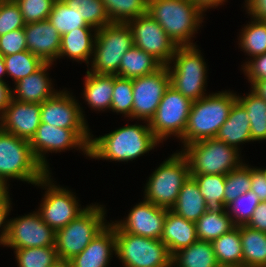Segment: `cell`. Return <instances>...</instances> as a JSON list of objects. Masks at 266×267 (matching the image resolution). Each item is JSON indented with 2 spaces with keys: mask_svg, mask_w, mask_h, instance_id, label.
Returning a JSON list of instances; mask_svg holds the SVG:
<instances>
[{
  "mask_svg": "<svg viewBox=\"0 0 266 267\" xmlns=\"http://www.w3.org/2000/svg\"><path fill=\"white\" fill-rule=\"evenodd\" d=\"M159 142L149 124H128L104 136L91 138L88 157L128 162L154 149Z\"/></svg>",
  "mask_w": 266,
  "mask_h": 267,
  "instance_id": "cell-1",
  "label": "cell"
},
{
  "mask_svg": "<svg viewBox=\"0 0 266 267\" xmlns=\"http://www.w3.org/2000/svg\"><path fill=\"white\" fill-rule=\"evenodd\" d=\"M236 101L237 95L229 91H219L193 101L185 132L180 138L183 145L215 138Z\"/></svg>",
  "mask_w": 266,
  "mask_h": 267,
  "instance_id": "cell-2",
  "label": "cell"
},
{
  "mask_svg": "<svg viewBox=\"0 0 266 267\" xmlns=\"http://www.w3.org/2000/svg\"><path fill=\"white\" fill-rule=\"evenodd\" d=\"M147 13L178 47L195 45L192 37L204 17L191 0H148Z\"/></svg>",
  "mask_w": 266,
  "mask_h": 267,
  "instance_id": "cell-3",
  "label": "cell"
},
{
  "mask_svg": "<svg viewBox=\"0 0 266 267\" xmlns=\"http://www.w3.org/2000/svg\"><path fill=\"white\" fill-rule=\"evenodd\" d=\"M48 173L35 158L30 142L0 128V182L8 178L36 184Z\"/></svg>",
  "mask_w": 266,
  "mask_h": 267,
  "instance_id": "cell-4",
  "label": "cell"
},
{
  "mask_svg": "<svg viewBox=\"0 0 266 267\" xmlns=\"http://www.w3.org/2000/svg\"><path fill=\"white\" fill-rule=\"evenodd\" d=\"M102 205H87L85 210L63 228L56 231L55 248L58 259L71 260L80 254L91 240L108 224Z\"/></svg>",
  "mask_w": 266,
  "mask_h": 267,
  "instance_id": "cell-5",
  "label": "cell"
},
{
  "mask_svg": "<svg viewBox=\"0 0 266 267\" xmlns=\"http://www.w3.org/2000/svg\"><path fill=\"white\" fill-rule=\"evenodd\" d=\"M200 53L196 45L179 46L167 65L170 86L192 101L206 96L207 66Z\"/></svg>",
  "mask_w": 266,
  "mask_h": 267,
  "instance_id": "cell-6",
  "label": "cell"
},
{
  "mask_svg": "<svg viewBox=\"0 0 266 267\" xmlns=\"http://www.w3.org/2000/svg\"><path fill=\"white\" fill-rule=\"evenodd\" d=\"M183 149L180 152L188 161L190 175H227L243 163L239 150L216 138L190 143Z\"/></svg>",
  "mask_w": 266,
  "mask_h": 267,
  "instance_id": "cell-7",
  "label": "cell"
},
{
  "mask_svg": "<svg viewBox=\"0 0 266 267\" xmlns=\"http://www.w3.org/2000/svg\"><path fill=\"white\" fill-rule=\"evenodd\" d=\"M189 176L186 157L181 152L172 154L149 177L145 185L144 200L171 210Z\"/></svg>",
  "mask_w": 266,
  "mask_h": 267,
  "instance_id": "cell-8",
  "label": "cell"
},
{
  "mask_svg": "<svg viewBox=\"0 0 266 267\" xmlns=\"http://www.w3.org/2000/svg\"><path fill=\"white\" fill-rule=\"evenodd\" d=\"M116 253L124 267H165L172 263L168 247L160 239L122 231L114 222Z\"/></svg>",
  "mask_w": 266,
  "mask_h": 267,
  "instance_id": "cell-9",
  "label": "cell"
},
{
  "mask_svg": "<svg viewBox=\"0 0 266 267\" xmlns=\"http://www.w3.org/2000/svg\"><path fill=\"white\" fill-rule=\"evenodd\" d=\"M91 69L97 74L119 76L123 55L134 45L133 34L127 23H111L97 30Z\"/></svg>",
  "mask_w": 266,
  "mask_h": 267,
  "instance_id": "cell-10",
  "label": "cell"
},
{
  "mask_svg": "<svg viewBox=\"0 0 266 267\" xmlns=\"http://www.w3.org/2000/svg\"><path fill=\"white\" fill-rule=\"evenodd\" d=\"M89 131V129H64L41 122L29 142L37 161L44 169L50 172L45 159V154L48 151L57 153L78 147L84 154L89 156V144L93 137Z\"/></svg>",
  "mask_w": 266,
  "mask_h": 267,
  "instance_id": "cell-11",
  "label": "cell"
},
{
  "mask_svg": "<svg viewBox=\"0 0 266 267\" xmlns=\"http://www.w3.org/2000/svg\"><path fill=\"white\" fill-rule=\"evenodd\" d=\"M192 104L191 99L169 86L154 116L148 122L154 136L160 142L171 135L181 138L187 126Z\"/></svg>",
  "mask_w": 266,
  "mask_h": 267,
  "instance_id": "cell-12",
  "label": "cell"
},
{
  "mask_svg": "<svg viewBox=\"0 0 266 267\" xmlns=\"http://www.w3.org/2000/svg\"><path fill=\"white\" fill-rule=\"evenodd\" d=\"M50 174L48 172L36 184L42 186V188L44 187L45 190L47 189L38 212L42 220L56 232L80 215L85 208L79 207V200H76L73 192L56 186L51 181Z\"/></svg>",
  "mask_w": 266,
  "mask_h": 267,
  "instance_id": "cell-13",
  "label": "cell"
},
{
  "mask_svg": "<svg viewBox=\"0 0 266 267\" xmlns=\"http://www.w3.org/2000/svg\"><path fill=\"white\" fill-rule=\"evenodd\" d=\"M133 34L134 45L167 66L178 46L167 35L159 23L148 13L127 23Z\"/></svg>",
  "mask_w": 266,
  "mask_h": 267,
  "instance_id": "cell-14",
  "label": "cell"
},
{
  "mask_svg": "<svg viewBox=\"0 0 266 267\" xmlns=\"http://www.w3.org/2000/svg\"><path fill=\"white\" fill-rule=\"evenodd\" d=\"M170 86L167 66L156 72L133 79L132 118L149 122Z\"/></svg>",
  "mask_w": 266,
  "mask_h": 267,
  "instance_id": "cell-15",
  "label": "cell"
},
{
  "mask_svg": "<svg viewBox=\"0 0 266 267\" xmlns=\"http://www.w3.org/2000/svg\"><path fill=\"white\" fill-rule=\"evenodd\" d=\"M55 236L56 232L37 211L10 219L4 246L13 249L55 246Z\"/></svg>",
  "mask_w": 266,
  "mask_h": 267,
  "instance_id": "cell-16",
  "label": "cell"
},
{
  "mask_svg": "<svg viewBox=\"0 0 266 267\" xmlns=\"http://www.w3.org/2000/svg\"><path fill=\"white\" fill-rule=\"evenodd\" d=\"M66 91H57L41 103V122L64 129H89L79 103Z\"/></svg>",
  "mask_w": 266,
  "mask_h": 267,
  "instance_id": "cell-17",
  "label": "cell"
},
{
  "mask_svg": "<svg viewBox=\"0 0 266 267\" xmlns=\"http://www.w3.org/2000/svg\"><path fill=\"white\" fill-rule=\"evenodd\" d=\"M168 210L143 200L131 209L126 220L115 221V224L126 233L160 239Z\"/></svg>",
  "mask_w": 266,
  "mask_h": 267,
  "instance_id": "cell-18",
  "label": "cell"
},
{
  "mask_svg": "<svg viewBox=\"0 0 266 267\" xmlns=\"http://www.w3.org/2000/svg\"><path fill=\"white\" fill-rule=\"evenodd\" d=\"M41 123V104L11 99L0 115V128L28 141L35 135Z\"/></svg>",
  "mask_w": 266,
  "mask_h": 267,
  "instance_id": "cell-19",
  "label": "cell"
},
{
  "mask_svg": "<svg viewBox=\"0 0 266 267\" xmlns=\"http://www.w3.org/2000/svg\"><path fill=\"white\" fill-rule=\"evenodd\" d=\"M23 29L28 51L44 63L53 64L59 58L62 36L48 20L27 23Z\"/></svg>",
  "mask_w": 266,
  "mask_h": 267,
  "instance_id": "cell-20",
  "label": "cell"
},
{
  "mask_svg": "<svg viewBox=\"0 0 266 267\" xmlns=\"http://www.w3.org/2000/svg\"><path fill=\"white\" fill-rule=\"evenodd\" d=\"M113 251L116 253L115 228L108 223L69 263L71 267H108Z\"/></svg>",
  "mask_w": 266,
  "mask_h": 267,
  "instance_id": "cell-21",
  "label": "cell"
},
{
  "mask_svg": "<svg viewBox=\"0 0 266 267\" xmlns=\"http://www.w3.org/2000/svg\"><path fill=\"white\" fill-rule=\"evenodd\" d=\"M51 65L52 63H44L37 71L17 81L12 90V98L20 102L40 104L51 98L57 92L47 74Z\"/></svg>",
  "mask_w": 266,
  "mask_h": 267,
  "instance_id": "cell-22",
  "label": "cell"
},
{
  "mask_svg": "<svg viewBox=\"0 0 266 267\" xmlns=\"http://www.w3.org/2000/svg\"><path fill=\"white\" fill-rule=\"evenodd\" d=\"M160 240L168 247L171 255L189 247L198 240L196 225L168 210Z\"/></svg>",
  "mask_w": 266,
  "mask_h": 267,
  "instance_id": "cell-23",
  "label": "cell"
},
{
  "mask_svg": "<svg viewBox=\"0 0 266 267\" xmlns=\"http://www.w3.org/2000/svg\"><path fill=\"white\" fill-rule=\"evenodd\" d=\"M249 120L245 108L236 101L230 110L229 117L222 124L215 138L240 150L239 144L252 141Z\"/></svg>",
  "mask_w": 266,
  "mask_h": 267,
  "instance_id": "cell-24",
  "label": "cell"
},
{
  "mask_svg": "<svg viewBox=\"0 0 266 267\" xmlns=\"http://www.w3.org/2000/svg\"><path fill=\"white\" fill-rule=\"evenodd\" d=\"M96 34L97 30L95 28H77L63 34L59 59L66 55L73 61H85L88 64L89 58L93 56Z\"/></svg>",
  "mask_w": 266,
  "mask_h": 267,
  "instance_id": "cell-25",
  "label": "cell"
},
{
  "mask_svg": "<svg viewBox=\"0 0 266 267\" xmlns=\"http://www.w3.org/2000/svg\"><path fill=\"white\" fill-rule=\"evenodd\" d=\"M171 211L194 223L207 211L205 199L193 177L189 176L183 183Z\"/></svg>",
  "mask_w": 266,
  "mask_h": 267,
  "instance_id": "cell-26",
  "label": "cell"
},
{
  "mask_svg": "<svg viewBox=\"0 0 266 267\" xmlns=\"http://www.w3.org/2000/svg\"><path fill=\"white\" fill-rule=\"evenodd\" d=\"M84 86L83 98L91 108L98 111L110 110L113 93V74H97L87 70Z\"/></svg>",
  "mask_w": 266,
  "mask_h": 267,
  "instance_id": "cell-27",
  "label": "cell"
},
{
  "mask_svg": "<svg viewBox=\"0 0 266 267\" xmlns=\"http://www.w3.org/2000/svg\"><path fill=\"white\" fill-rule=\"evenodd\" d=\"M163 65L152 55L133 45L122 57L119 76L134 79L156 72Z\"/></svg>",
  "mask_w": 266,
  "mask_h": 267,
  "instance_id": "cell-28",
  "label": "cell"
},
{
  "mask_svg": "<svg viewBox=\"0 0 266 267\" xmlns=\"http://www.w3.org/2000/svg\"><path fill=\"white\" fill-rule=\"evenodd\" d=\"M243 267H266V233L240 225Z\"/></svg>",
  "mask_w": 266,
  "mask_h": 267,
  "instance_id": "cell-29",
  "label": "cell"
},
{
  "mask_svg": "<svg viewBox=\"0 0 266 267\" xmlns=\"http://www.w3.org/2000/svg\"><path fill=\"white\" fill-rule=\"evenodd\" d=\"M174 267H218L219 264L209 241L197 240L189 247L172 255Z\"/></svg>",
  "mask_w": 266,
  "mask_h": 267,
  "instance_id": "cell-30",
  "label": "cell"
},
{
  "mask_svg": "<svg viewBox=\"0 0 266 267\" xmlns=\"http://www.w3.org/2000/svg\"><path fill=\"white\" fill-rule=\"evenodd\" d=\"M211 243L219 265L243 267L240 226H236Z\"/></svg>",
  "mask_w": 266,
  "mask_h": 267,
  "instance_id": "cell-31",
  "label": "cell"
},
{
  "mask_svg": "<svg viewBox=\"0 0 266 267\" xmlns=\"http://www.w3.org/2000/svg\"><path fill=\"white\" fill-rule=\"evenodd\" d=\"M190 176L195 179L200 188V192L206 202L207 211L214 213L227 212L224 204L226 175L204 174Z\"/></svg>",
  "mask_w": 266,
  "mask_h": 267,
  "instance_id": "cell-32",
  "label": "cell"
},
{
  "mask_svg": "<svg viewBox=\"0 0 266 267\" xmlns=\"http://www.w3.org/2000/svg\"><path fill=\"white\" fill-rule=\"evenodd\" d=\"M237 101L245 108L250 118L251 140H266V101L253 90L245 97L238 95Z\"/></svg>",
  "mask_w": 266,
  "mask_h": 267,
  "instance_id": "cell-33",
  "label": "cell"
},
{
  "mask_svg": "<svg viewBox=\"0 0 266 267\" xmlns=\"http://www.w3.org/2000/svg\"><path fill=\"white\" fill-rule=\"evenodd\" d=\"M198 240L209 241L219 238L236 227L227 212L206 211L196 222Z\"/></svg>",
  "mask_w": 266,
  "mask_h": 267,
  "instance_id": "cell-34",
  "label": "cell"
},
{
  "mask_svg": "<svg viewBox=\"0 0 266 267\" xmlns=\"http://www.w3.org/2000/svg\"><path fill=\"white\" fill-rule=\"evenodd\" d=\"M47 20L61 36L77 28H93L83 20L78 10H73L64 0L54 1Z\"/></svg>",
  "mask_w": 266,
  "mask_h": 267,
  "instance_id": "cell-35",
  "label": "cell"
},
{
  "mask_svg": "<svg viewBox=\"0 0 266 267\" xmlns=\"http://www.w3.org/2000/svg\"><path fill=\"white\" fill-rule=\"evenodd\" d=\"M112 23H128L147 13L148 0H102Z\"/></svg>",
  "mask_w": 266,
  "mask_h": 267,
  "instance_id": "cell-36",
  "label": "cell"
},
{
  "mask_svg": "<svg viewBox=\"0 0 266 267\" xmlns=\"http://www.w3.org/2000/svg\"><path fill=\"white\" fill-rule=\"evenodd\" d=\"M239 47L248 56L255 57L266 53V20L253 19L242 28Z\"/></svg>",
  "mask_w": 266,
  "mask_h": 267,
  "instance_id": "cell-37",
  "label": "cell"
},
{
  "mask_svg": "<svg viewBox=\"0 0 266 267\" xmlns=\"http://www.w3.org/2000/svg\"><path fill=\"white\" fill-rule=\"evenodd\" d=\"M6 73L13 78L14 82L25 78L37 71L44 62L30 51L3 56Z\"/></svg>",
  "mask_w": 266,
  "mask_h": 267,
  "instance_id": "cell-38",
  "label": "cell"
},
{
  "mask_svg": "<svg viewBox=\"0 0 266 267\" xmlns=\"http://www.w3.org/2000/svg\"><path fill=\"white\" fill-rule=\"evenodd\" d=\"M69 7L81 14L83 20L96 30L111 24L102 0H64Z\"/></svg>",
  "mask_w": 266,
  "mask_h": 267,
  "instance_id": "cell-39",
  "label": "cell"
},
{
  "mask_svg": "<svg viewBox=\"0 0 266 267\" xmlns=\"http://www.w3.org/2000/svg\"><path fill=\"white\" fill-rule=\"evenodd\" d=\"M14 250L18 267H49L59 260L55 246Z\"/></svg>",
  "mask_w": 266,
  "mask_h": 267,
  "instance_id": "cell-40",
  "label": "cell"
},
{
  "mask_svg": "<svg viewBox=\"0 0 266 267\" xmlns=\"http://www.w3.org/2000/svg\"><path fill=\"white\" fill-rule=\"evenodd\" d=\"M251 188V167L242 163L226 175L224 204L227 206L236 200L240 195L250 191Z\"/></svg>",
  "mask_w": 266,
  "mask_h": 267,
  "instance_id": "cell-41",
  "label": "cell"
},
{
  "mask_svg": "<svg viewBox=\"0 0 266 267\" xmlns=\"http://www.w3.org/2000/svg\"><path fill=\"white\" fill-rule=\"evenodd\" d=\"M133 79L113 74V93L110 110L132 119Z\"/></svg>",
  "mask_w": 266,
  "mask_h": 267,
  "instance_id": "cell-42",
  "label": "cell"
},
{
  "mask_svg": "<svg viewBox=\"0 0 266 267\" xmlns=\"http://www.w3.org/2000/svg\"><path fill=\"white\" fill-rule=\"evenodd\" d=\"M260 202L254 192L247 191L228 204L226 211L236 226L246 225Z\"/></svg>",
  "mask_w": 266,
  "mask_h": 267,
  "instance_id": "cell-43",
  "label": "cell"
},
{
  "mask_svg": "<svg viewBox=\"0 0 266 267\" xmlns=\"http://www.w3.org/2000/svg\"><path fill=\"white\" fill-rule=\"evenodd\" d=\"M23 15L14 0H0V36L24 28Z\"/></svg>",
  "mask_w": 266,
  "mask_h": 267,
  "instance_id": "cell-44",
  "label": "cell"
},
{
  "mask_svg": "<svg viewBox=\"0 0 266 267\" xmlns=\"http://www.w3.org/2000/svg\"><path fill=\"white\" fill-rule=\"evenodd\" d=\"M20 8L24 22L32 23L48 19L55 0H14Z\"/></svg>",
  "mask_w": 266,
  "mask_h": 267,
  "instance_id": "cell-45",
  "label": "cell"
},
{
  "mask_svg": "<svg viewBox=\"0 0 266 267\" xmlns=\"http://www.w3.org/2000/svg\"><path fill=\"white\" fill-rule=\"evenodd\" d=\"M27 50L24 29H16L0 36V54L2 56Z\"/></svg>",
  "mask_w": 266,
  "mask_h": 267,
  "instance_id": "cell-46",
  "label": "cell"
},
{
  "mask_svg": "<svg viewBox=\"0 0 266 267\" xmlns=\"http://www.w3.org/2000/svg\"><path fill=\"white\" fill-rule=\"evenodd\" d=\"M243 71L251 83V87L259 80L266 79V53L255 56L244 63Z\"/></svg>",
  "mask_w": 266,
  "mask_h": 267,
  "instance_id": "cell-47",
  "label": "cell"
},
{
  "mask_svg": "<svg viewBox=\"0 0 266 267\" xmlns=\"http://www.w3.org/2000/svg\"><path fill=\"white\" fill-rule=\"evenodd\" d=\"M260 201H266V177L260 168H251V188Z\"/></svg>",
  "mask_w": 266,
  "mask_h": 267,
  "instance_id": "cell-48",
  "label": "cell"
},
{
  "mask_svg": "<svg viewBox=\"0 0 266 267\" xmlns=\"http://www.w3.org/2000/svg\"><path fill=\"white\" fill-rule=\"evenodd\" d=\"M10 202L9 193L2 200H0V227H3L0 233V245L5 244L8 235L9 220L7 221L6 218L11 211L12 203Z\"/></svg>",
  "mask_w": 266,
  "mask_h": 267,
  "instance_id": "cell-49",
  "label": "cell"
},
{
  "mask_svg": "<svg viewBox=\"0 0 266 267\" xmlns=\"http://www.w3.org/2000/svg\"><path fill=\"white\" fill-rule=\"evenodd\" d=\"M246 225L266 233V201H261L259 203Z\"/></svg>",
  "mask_w": 266,
  "mask_h": 267,
  "instance_id": "cell-50",
  "label": "cell"
},
{
  "mask_svg": "<svg viewBox=\"0 0 266 267\" xmlns=\"http://www.w3.org/2000/svg\"><path fill=\"white\" fill-rule=\"evenodd\" d=\"M251 19L266 20V0H245Z\"/></svg>",
  "mask_w": 266,
  "mask_h": 267,
  "instance_id": "cell-51",
  "label": "cell"
},
{
  "mask_svg": "<svg viewBox=\"0 0 266 267\" xmlns=\"http://www.w3.org/2000/svg\"><path fill=\"white\" fill-rule=\"evenodd\" d=\"M12 99V89L6 82H0V115L4 112L6 107L10 104Z\"/></svg>",
  "mask_w": 266,
  "mask_h": 267,
  "instance_id": "cell-52",
  "label": "cell"
},
{
  "mask_svg": "<svg viewBox=\"0 0 266 267\" xmlns=\"http://www.w3.org/2000/svg\"><path fill=\"white\" fill-rule=\"evenodd\" d=\"M203 13L210 8L222 5L226 0H191Z\"/></svg>",
  "mask_w": 266,
  "mask_h": 267,
  "instance_id": "cell-53",
  "label": "cell"
},
{
  "mask_svg": "<svg viewBox=\"0 0 266 267\" xmlns=\"http://www.w3.org/2000/svg\"><path fill=\"white\" fill-rule=\"evenodd\" d=\"M251 88L266 101V79L257 81Z\"/></svg>",
  "mask_w": 266,
  "mask_h": 267,
  "instance_id": "cell-54",
  "label": "cell"
},
{
  "mask_svg": "<svg viewBox=\"0 0 266 267\" xmlns=\"http://www.w3.org/2000/svg\"><path fill=\"white\" fill-rule=\"evenodd\" d=\"M6 73V68H5V63L3 56L0 54V82H5L3 79V76H5Z\"/></svg>",
  "mask_w": 266,
  "mask_h": 267,
  "instance_id": "cell-55",
  "label": "cell"
},
{
  "mask_svg": "<svg viewBox=\"0 0 266 267\" xmlns=\"http://www.w3.org/2000/svg\"><path fill=\"white\" fill-rule=\"evenodd\" d=\"M49 267H71L69 261L67 260H58L53 265Z\"/></svg>",
  "mask_w": 266,
  "mask_h": 267,
  "instance_id": "cell-56",
  "label": "cell"
},
{
  "mask_svg": "<svg viewBox=\"0 0 266 267\" xmlns=\"http://www.w3.org/2000/svg\"><path fill=\"white\" fill-rule=\"evenodd\" d=\"M8 193H9L8 188H6V187L0 182V200H2Z\"/></svg>",
  "mask_w": 266,
  "mask_h": 267,
  "instance_id": "cell-57",
  "label": "cell"
},
{
  "mask_svg": "<svg viewBox=\"0 0 266 267\" xmlns=\"http://www.w3.org/2000/svg\"><path fill=\"white\" fill-rule=\"evenodd\" d=\"M174 264L173 263H170L169 265L165 266V267H173Z\"/></svg>",
  "mask_w": 266,
  "mask_h": 267,
  "instance_id": "cell-58",
  "label": "cell"
},
{
  "mask_svg": "<svg viewBox=\"0 0 266 267\" xmlns=\"http://www.w3.org/2000/svg\"><path fill=\"white\" fill-rule=\"evenodd\" d=\"M260 169L264 172L265 177H266V169H262V168H260Z\"/></svg>",
  "mask_w": 266,
  "mask_h": 267,
  "instance_id": "cell-59",
  "label": "cell"
},
{
  "mask_svg": "<svg viewBox=\"0 0 266 267\" xmlns=\"http://www.w3.org/2000/svg\"><path fill=\"white\" fill-rule=\"evenodd\" d=\"M218 267H233V266H221V265H219Z\"/></svg>",
  "mask_w": 266,
  "mask_h": 267,
  "instance_id": "cell-60",
  "label": "cell"
}]
</instances>
